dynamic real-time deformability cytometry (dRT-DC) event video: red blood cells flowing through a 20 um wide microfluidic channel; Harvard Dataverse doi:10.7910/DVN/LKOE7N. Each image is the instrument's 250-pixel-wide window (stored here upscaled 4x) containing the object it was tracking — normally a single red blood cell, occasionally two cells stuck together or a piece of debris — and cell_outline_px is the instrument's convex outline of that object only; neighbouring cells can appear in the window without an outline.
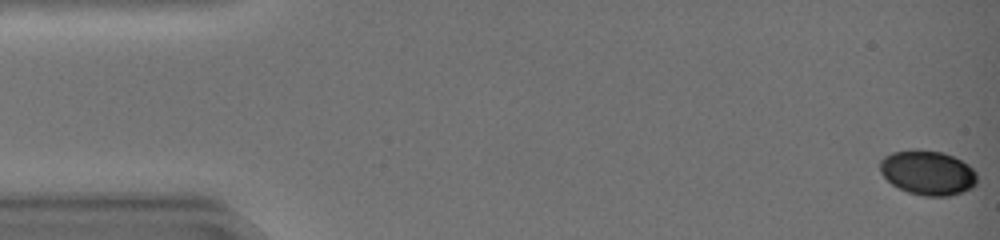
{"species": "common noctule bat (a hibernating species)", "species_latin": "Nyctalus noctula", "temperature_condition": "warm", "stored_images_in_passage": 46, "camera_frame_rate_fps": 3000, "um_per_image_px": 0.085, "animal": {"sex": "female", "body_mass_g": 19.0, "forearm_length_mm": 51.5}, "frame": {"image": 1, "passage_image": 1, "time_ms": 0.0, "image_size_px": [1000, 240], "cell_outline_px": [[976, 184], [972, 188], [948, 196], [924, 196], [908, 192], [892, 184], [880, 172], [880, 160], [884, 156], [892, 152], [944, 152], [968, 164], [976, 172]], "centroid_in_image_um": [78.87, 14.71], "position_along_channel_um": 6.1, "area_um2": 24.57}}
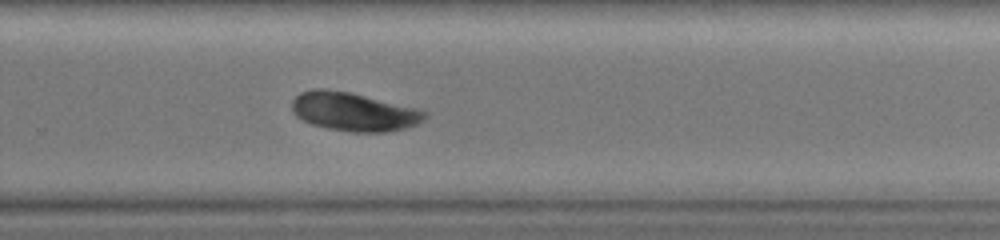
{"frame": {"image": 2, "passage_image": 32, "time_ms": 10.333, "image_size_px": [1000, 240], "cell_outline_px": [[428, 116], [424, 120], [408, 128], [384, 132], [348, 132], [328, 128], [312, 124], [296, 116], [292, 112], [292, 100], [300, 92], [312, 88], [324, 88], [352, 92], [416, 108], [428, 112]], "centroid_in_image_um": [30.07, 9.48], "position_along_channel_um": 299.7, "area_um2": 30.17}}
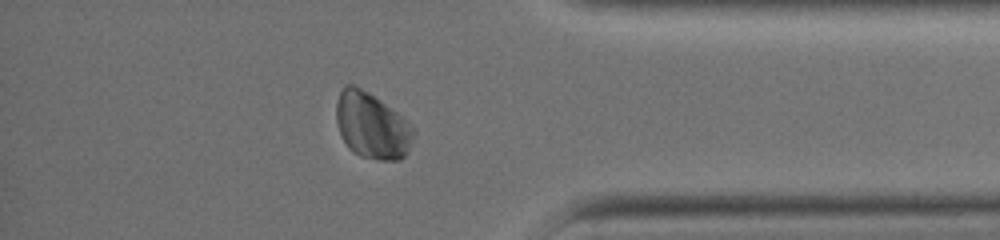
{"frame": {"image": 3, "passage_image": 40, "time_ms": 13.0, "image_size_px": [1000, 240], "cell_outline_px": [[416, 132], [404, 156], [400, 160], [380, 160], [360, 156], [352, 152], [348, 148], [340, 132], [336, 120], [336, 100], [344, 84], [352, 84], [368, 92], [396, 112], [412, 124]], "centroid_in_image_um": [31.6, 10.68], "position_along_channel_um": 403.6, "area_um2": 29.65}, "authors_computed_cell_mechanics": {"area_um2": 29.5358, "velocity_mm_per_s": 4.212, "shape_relaxation_time_tau1_ms": 1.177, "shape_relaxation_time_tau2_ms": null, "deformation_change_tau1": 0.0259, "deformation_change_tau2": null}}